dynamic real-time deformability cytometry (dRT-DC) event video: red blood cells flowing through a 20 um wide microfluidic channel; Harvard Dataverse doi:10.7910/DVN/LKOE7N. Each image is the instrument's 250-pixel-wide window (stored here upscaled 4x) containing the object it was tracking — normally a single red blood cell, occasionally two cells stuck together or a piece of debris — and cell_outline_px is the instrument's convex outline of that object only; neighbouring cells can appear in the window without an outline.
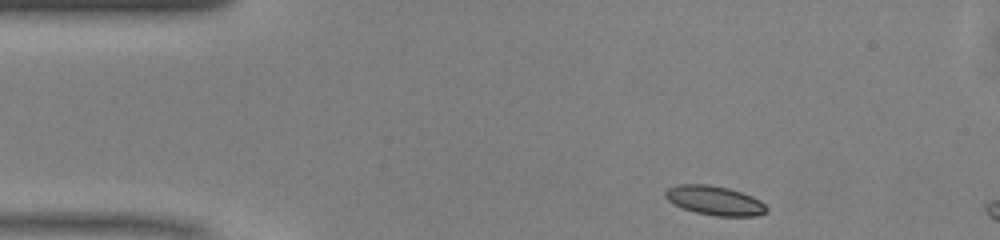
{"species": "common noctule bat (a hibernating species)", "species_latin": "Nyctalus noctula", "temperature_condition": "warm", "stored_images_in_passage": 6, "camera_frame_rate_fps": 3000, "um_per_image_px": 0.085, "animal": {"sex": "male", "body_mass_g": 13.0, "forearm_length_mm": 53.1}, "frame": {"image": 1, "passage_image": 1, "time_ms": 0.0, "image_size_px": [1000, 240], "cell_outline_px": [[768, 212], [756, 216], [716, 216], [696, 212], [684, 208], [668, 200], [664, 196], [664, 192], [668, 188], [676, 184], [708, 184], [728, 188], [752, 196], [760, 200], [768, 208]], "centroid_in_image_um": [60.76, 17.04], "position_along_channel_um": 24.2, "area_um2": 17.22}}